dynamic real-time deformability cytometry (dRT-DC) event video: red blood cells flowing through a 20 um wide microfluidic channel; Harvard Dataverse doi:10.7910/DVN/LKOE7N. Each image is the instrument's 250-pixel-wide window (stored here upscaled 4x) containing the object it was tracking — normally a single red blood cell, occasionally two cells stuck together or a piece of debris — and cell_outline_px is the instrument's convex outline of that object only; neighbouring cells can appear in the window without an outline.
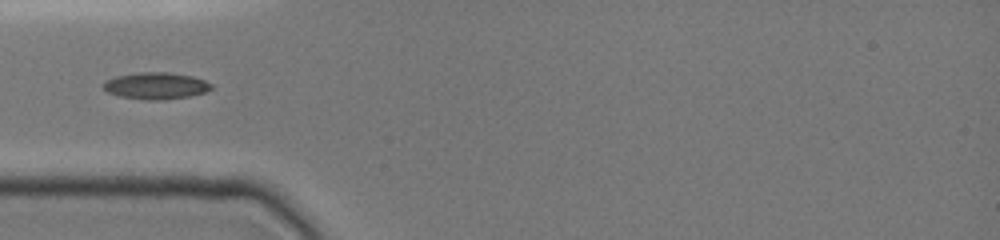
{"species": "common noctule bat (a hibernating species)", "species_latin": "Nyctalus noctula", "temperature_condition": "cold", "stored_images_in_passage": 5, "camera_frame_rate_fps": 3000, "um_per_image_px": 0.085, "animal": {"sex": "female", "body_mass_g": 19.0, "forearm_length_mm": 51.5}, "frame": {"image": 1, "passage_image": 1, "time_ms": 0.0, "image_size_px": [1000, 240], "cell_outline_px": [[212, 88], [204, 92], [188, 96], [164, 100], [144, 100], [120, 96], [108, 92], [100, 84], [104, 80], [116, 76], [136, 72], [168, 72], [192, 76], [204, 80], [212, 84]], "centroid_in_image_um": [13.2, 7.28], "position_along_channel_um": 71.8, "area_um2": 16.94}}
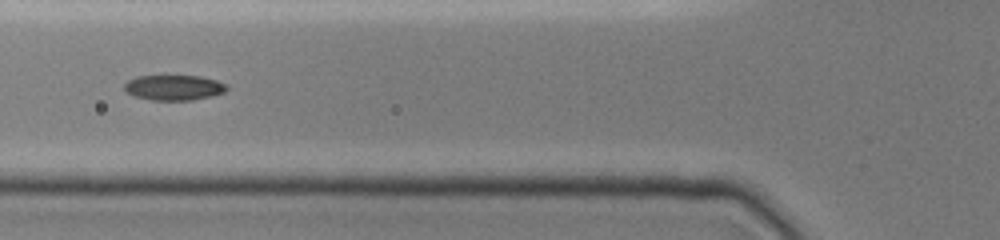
{"frame": {"image": 2, "passage_image": 4, "time_ms": 1.0, "image_size_px": [1000, 240], "cell_outline_px": [[228, 88], [224, 92], [212, 96], [192, 100], [152, 100], [136, 96], [124, 92], [124, 84], [128, 80], [136, 76], [200, 76], [216, 80], [228, 84]], "centroid_in_image_um": [14.78, 7.44], "position_along_channel_um": 111.0, "area_um2": 15.14}}